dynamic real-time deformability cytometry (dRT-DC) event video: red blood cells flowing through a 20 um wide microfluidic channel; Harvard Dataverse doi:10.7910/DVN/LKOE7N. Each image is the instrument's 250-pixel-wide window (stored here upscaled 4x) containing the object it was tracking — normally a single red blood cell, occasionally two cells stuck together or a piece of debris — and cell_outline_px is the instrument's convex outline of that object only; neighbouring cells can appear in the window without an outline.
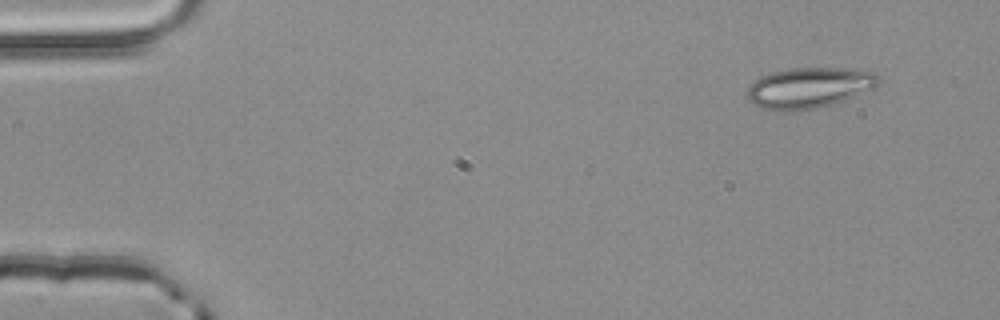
{"species": "common noctule bat (a hibernating species)", "species_latin": "Nyctalus noctula", "temperature_condition": "room temperature", "stored_images_in_passage": 2, "camera_frame_rate_fps": 3000, "um_per_image_px": 0.085, "animal": {"sex": "male", "body_mass_g": 20.4}, "frame": {"image": 1, "passage_image": 1, "time_ms": 0.0, "image_size_px": [1000, 320], "cell_outline_px": [[880, 80], [872, 88], [844, 100], [832, 104], [816, 108], [792, 112], [788, 112], [764, 108], [748, 100], [748, 84], [760, 76], [772, 72], [788, 68], [856, 68], [876, 72], [880, 76]], "centroid_in_image_um": [68.77, 7.44], "position_along_channel_um": 16.2, "area_um2": 31.27}}